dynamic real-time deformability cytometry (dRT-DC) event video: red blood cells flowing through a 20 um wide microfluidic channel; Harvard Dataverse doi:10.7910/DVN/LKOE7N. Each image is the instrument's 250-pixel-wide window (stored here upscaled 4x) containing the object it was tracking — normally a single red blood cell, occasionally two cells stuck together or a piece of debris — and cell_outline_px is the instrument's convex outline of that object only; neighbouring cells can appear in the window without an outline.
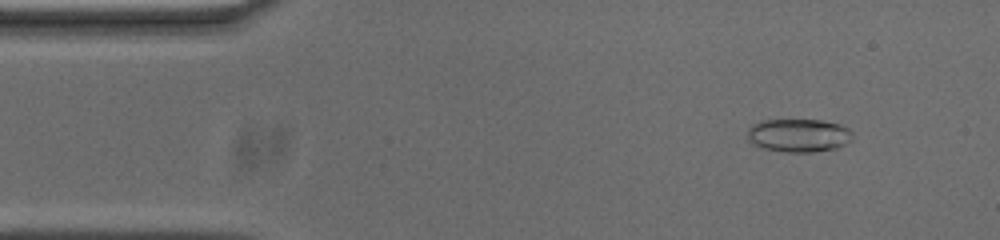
{"species": "common noctule bat (a hibernating species)", "species_latin": "Nyctalus noctula", "temperature_condition": "cold", "stored_images_in_passage": 53, "camera_frame_rate_fps": 3000, "um_per_image_px": 0.085, "animal": {"sex": "male", "body_mass_g": 20.0, "forearm_length_mm": 53.3}, "frame": {"image": 1, "passage_image": 5, "time_ms": 1.333, "image_size_px": [1000, 240], "cell_outline_px": [[852, 140], [836, 148], [812, 152], [784, 152], [764, 148], [752, 144], [748, 140], [748, 128], [752, 124], [760, 120], [824, 120], [840, 124], [848, 128], [852, 132]], "centroid_in_image_um": [67.87, 11.5], "position_along_channel_um": 17.1, "area_um2": 20.52}}
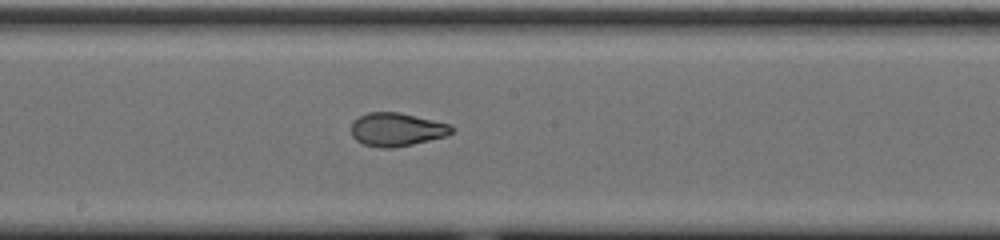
{"frame": {"image": 2, "passage_image": 27, "time_ms": 8.667, "image_size_px": [1000, 240], "cell_outline_px": [[456, 128], [448, 136], [412, 144], [392, 148], [380, 148], [364, 144], [356, 140], [352, 136], [352, 120], [368, 112], [400, 112], [448, 124]], "centroid_in_image_um": [33.72, 11.01], "position_along_channel_um": 214.5, "area_um2": 19.54}}
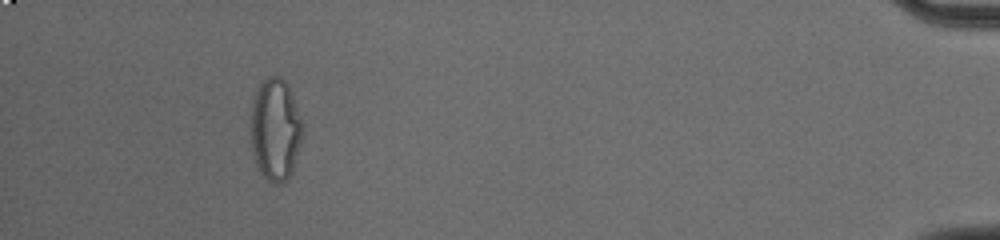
{"frame": {"image": 3, "passage_image": 49, "time_ms": 16.0, "image_size_px": [1000, 240], "cell_outline_px": [[304, 132], [292, 172], [284, 184], [272, 184], [260, 172], [256, 164], [248, 132], [248, 124], [252, 100], [256, 88], [268, 76], [280, 76], [288, 84], [304, 124]], "centroid_in_image_um": [23.38, 11.0], "position_along_channel_um": 411.8, "area_um2": 31.96}, "authors_computed_cell_mechanics": {"area_um2": 20.6924, "velocity_mm_per_s": 3.712, "shape_relaxation_time_tau1_ms": null, "shape_relaxation_time_tau2_ms": 1.5102, "deformation_change_tau1": null, "deformation_change_tau2": 0.0738}}